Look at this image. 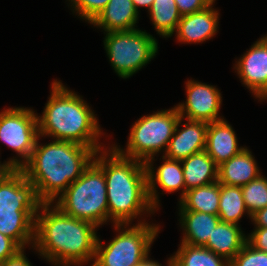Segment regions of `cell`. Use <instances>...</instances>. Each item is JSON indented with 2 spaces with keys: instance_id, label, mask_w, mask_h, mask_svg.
Returning <instances> with one entry per match:
<instances>
[{
  "instance_id": "1",
  "label": "cell",
  "mask_w": 267,
  "mask_h": 266,
  "mask_svg": "<svg viewBox=\"0 0 267 266\" xmlns=\"http://www.w3.org/2000/svg\"><path fill=\"white\" fill-rule=\"evenodd\" d=\"M41 211V212H40ZM98 227L42 203L35 217L32 248L55 266H82L95 258Z\"/></svg>"
},
{
  "instance_id": "2",
  "label": "cell",
  "mask_w": 267,
  "mask_h": 266,
  "mask_svg": "<svg viewBox=\"0 0 267 266\" xmlns=\"http://www.w3.org/2000/svg\"><path fill=\"white\" fill-rule=\"evenodd\" d=\"M93 161L103 170L106 180L108 222L132 224L138 216L157 211L148 198L144 162L123 157L112 146L96 152Z\"/></svg>"
},
{
  "instance_id": "3",
  "label": "cell",
  "mask_w": 267,
  "mask_h": 266,
  "mask_svg": "<svg viewBox=\"0 0 267 266\" xmlns=\"http://www.w3.org/2000/svg\"><path fill=\"white\" fill-rule=\"evenodd\" d=\"M38 136L29 161L21 168L42 203L54 201L92 163L96 151L70 141L39 144Z\"/></svg>"
},
{
  "instance_id": "4",
  "label": "cell",
  "mask_w": 267,
  "mask_h": 266,
  "mask_svg": "<svg viewBox=\"0 0 267 266\" xmlns=\"http://www.w3.org/2000/svg\"><path fill=\"white\" fill-rule=\"evenodd\" d=\"M50 93L42 115H37L39 136L74 142L96 152L106 149L99 142L105 133L101 131L97 114L82 96L57 79L52 82Z\"/></svg>"
},
{
  "instance_id": "5",
  "label": "cell",
  "mask_w": 267,
  "mask_h": 266,
  "mask_svg": "<svg viewBox=\"0 0 267 266\" xmlns=\"http://www.w3.org/2000/svg\"><path fill=\"white\" fill-rule=\"evenodd\" d=\"M41 204L34 185L17 169L0 184V233L21 248L33 247L35 217Z\"/></svg>"
},
{
  "instance_id": "6",
  "label": "cell",
  "mask_w": 267,
  "mask_h": 266,
  "mask_svg": "<svg viewBox=\"0 0 267 266\" xmlns=\"http://www.w3.org/2000/svg\"><path fill=\"white\" fill-rule=\"evenodd\" d=\"M53 203L68 216L96 227L108 222L107 186L103 170L94 162Z\"/></svg>"
},
{
  "instance_id": "7",
  "label": "cell",
  "mask_w": 267,
  "mask_h": 266,
  "mask_svg": "<svg viewBox=\"0 0 267 266\" xmlns=\"http://www.w3.org/2000/svg\"><path fill=\"white\" fill-rule=\"evenodd\" d=\"M139 221L133 226L114 224L113 227L119 233L107 245L102 244L98 236L91 266L139 265L149 255L161 228L158 224L147 223L145 219Z\"/></svg>"
},
{
  "instance_id": "8",
  "label": "cell",
  "mask_w": 267,
  "mask_h": 266,
  "mask_svg": "<svg viewBox=\"0 0 267 266\" xmlns=\"http://www.w3.org/2000/svg\"><path fill=\"white\" fill-rule=\"evenodd\" d=\"M179 118L176 106L142 116L132 125L125 150L111 146L123 157L145 163L159 152H166Z\"/></svg>"
},
{
  "instance_id": "9",
  "label": "cell",
  "mask_w": 267,
  "mask_h": 266,
  "mask_svg": "<svg viewBox=\"0 0 267 266\" xmlns=\"http://www.w3.org/2000/svg\"><path fill=\"white\" fill-rule=\"evenodd\" d=\"M104 48L115 73L123 79L146 66L158 53V41L139 28L107 32Z\"/></svg>"
},
{
  "instance_id": "10",
  "label": "cell",
  "mask_w": 267,
  "mask_h": 266,
  "mask_svg": "<svg viewBox=\"0 0 267 266\" xmlns=\"http://www.w3.org/2000/svg\"><path fill=\"white\" fill-rule=\"evenodd\" d=\"M37 115L33 109L24 107L0 112V141L17 153V158L9 159L17 169L29 161L35 147L39 136Z\"/></svg>"
},
{
  "instance_id": "11",
  "label": "cell",
  "mask_w": 267,
  "mask_h": 266,
  "mask_svg": "<svg viewBox=\"0 0 267 266\" xmlns=\"http://www.w3.org/2000/svg\"><path fill=\"white\" fill-rule=\"evenodd\" d=\"M186 101L176 105L180 117L186 120L202 121L206 123L223 120L219 116L222 95L216 86L195 80L186 82Z\"/></svg>"
},
{
  "instance_id": "12",
  "label": "cell",
  "mask_w": 267,
  "mask_h": 266,
  "mask_svg": "<svg viewBox=\"0 0 267 266\" xmlns=\"http://www.w3.org/2000/svg\"><path fill=\"white\" fill-rule=\"evenodd\" d=\"M235 63L242 84L259 101L267 100V39H258Z\"/></svg>"
},
{
  "instance_id": "13",
  "label": "cell",
  "mask_w": 267,
  "mask_h": 266,
  "mask_svg": "<svg viewBox=\"0 0 267 266\" xmlns=\"http://www.w3.org/2000/svg\"><path fill=\"white\" fill-rule=\"evenodd\" d=\"M152 157L145 162L146 174H147V190L150 204L159 209V195L157 194V187H161L162 192L172 193L181 190L180 199L186 193L185 181L183 176V167L181 161L166 158L162 156L163 163L154 169ZM157 185V186H156Z\"/></svg>"
},
{
  "instance_id": "14",
  "label": "cell",
  "mask_w": 267,
  "mask_h": 266,
  "mask_svg": "<svg viewBox=\"0 0 267 266\" xmlns=\"http://www.w3.org/2000/svg\"><path fill=\"white\" fill-rule=\"evenodd\" d=\"M184 119L179 118L175 132L170 139L166 158L182 161L187 157L205 150L208 123L187 120L182 129H178Z\"/></svg>"
},
{
  "instance_id": "15",
  "label": "cell",
  "mask_w": 267,
  "mask_h": 266,
  "mask_svg": "<svg viewBox=\"0 0 267 266\" xmlns=\"http://www.w3.org/2000/svg\"><path fill=\"white\" fill-rule=\"evenodd\" d=\"M213 3L202 11L182 16L176 29L178 42L192 44L210 40L218 32L219 12Z\"/></svg>"
},
{
  "instance_id": "16",
  "label": "cell",
  "mask_w": 267,
  "mask_h": 266,
  "mask_svg": "<svg viewBox=\"0 0 267 266\" xmlns=\"http://www.w3.org/2000/svg\"><path fill=\"white\" fill-rule=\"evenodd\" d=\"M245 146L238 145L233 127L223 119L208 123L205 151L217 166L239 154Z\"/></svg>"
},
{
  "instance_id": "17",
  "label": "cell",
  "mask_w": 267,
  "mask_h": 266,
  "mask_svg": "<svg viewBox=\"0 0 267 266\" xmlns=\"http://www.w3.org/2000/svg\"><path fill=\"white\" fill-rule=\"evenodd\" d=\"M139 13L132 0H110L105 8L90 23L107 32L129 31L137 29Z\"/></svg>"
},
{
  "instance_id": "18",
  "label": "cell",
  "mask_w": 267,
  "mask_h": 266,
  "mask_svg": "<svg viewBox=\"0 0 267 266\" xmlns=\"http://www.w3.org/2000/svg\"><path fill=\"white\" fill-rule=\"evenodd\" d=\"M252 152L244 148L239 154L218 166V182L223 185L242 187L262 173Z\"/></svg>"
},
{
  "instance_id": "19",
  "label": "cell",
  "mask_w": 267,
  "mask_h": 266,
  "mask_svg": "<svg viewBox=\"0 0 267 266\" xmlns=\"http://www.w3.org/2000/svg\"><path fill=\"white\" fill-rule=\"evenodd\" d=\"M179 216V223L184 232L181 243L191 246H204L220 222L218 215L189 210H179Z\"/></svg>"
},
{
  "instance_id": "20",
  "label": "cell",
  "mask_w": 267,
  "mask_h": 266,
  "mask_svg": "<svg viewBox=\"0 0 267 266\" xmlns=\"http://www.w3.org/2000/svg\"><path fill=\"white\" fill-rule=\"evenodd\" d=\"M247 242V236L237 224L219 222L203 246L231 261Z\"/></svg>"
},
{
  "instance_id": "21",
  "label": "cell",
  "mask_w": 267,
  "mask_h": 266,
  "mask_svg": "<svg viewBox=\"0 0 267 266\" xmlns=\"http://www.w3.org/2000/svg\"><path fill=\"white\" fill-rule=\"evenodd\" d=\"M186 191L218 181V166L204 150L181 161Z\"/></svg>"
},
{
  "instance_id": "22",
  "label": "cell",
  "mask_w": 267,
  "mask_h": 266,
  "mask_svg": "<svg viewBox=\"0 0 267 266\" xmlns=\"http://www.w3.org/2000/svg\"><path fill=\"white\" fill-rule=\"evenodd\" d=\"M179 200V210L218 215L220 183L216 181L206 186L189 189Z\"/></svg>"
},
{
  "instance_id": "23",
  "label": "cell",
  "mask_w": 267,
  "mask_h": 266,
  "mask_svg": "<svg viewBox=\"0 0 267 266\" xmlns=\"http://www.w3.org/2000/svg\"><path fill=\"white\" fill-rule=\"evenodd\" d=\"M152 24L160 36L168 38L175 34L182 18L175 0H154L149 11Z\"/></svg>"
},
{
  "instance_id": "24",
  "label": "cell",
  "mask_w": 267,
  "mask_h": 266,
  "mask_svg": "<svg viewBox=\"0 0 267 266\" xmlns=\"http://www.w3.org/2000/svg\"><path fill=\"white\" fill-rule=\"evenodd\" d=\"M251 219L242 194L241 187L220 184L218 216L221 222L239 225L244 214Z\"/></svg>"
},
{
  "instance_id": "25",
  "label": "cell",
  "mask_w": 267,
  "mask_h": 266,
  "mask_svg": "<svg viewBox=\"0 0 267 266\" xmlns=\"http://www.w3.org/2000/svg\"><path fill=\"white\" fill-rule=\"evenodd\" d=\"M179 246L172 256L175 266H230L229 261L206 247L185 243H180Z\"/></svg>"
},
{
  "instance_id": "26",
  "label": "cell",
  "mask_w": 267,
  "mask_h": 266,
  "mask_svg": "<svg viewBox=\"0 0 267 266\" xmlns=\"http://www.w3.org/2000/svg\"><path fill=\"white\" fill-rule=\"evenodd\" d=\"M244 203L250 215L267 207V177L262 174L241 187Z\"/></svg>"
},
{
  "instance_id": "27",
  "label": "cell",
  "mask_w": 267,
  "mask_h": 266,
  "mask_svg": "<svg viewBox=\"0 0 267 266\" xmlns=\"http://www.w3.org/2000/svg\"><path fill=\"white\" fill-rule=\"evenodd\" d=\"M230 266H267V252L257 250L246 242L230 261Z\"/></svg>"
},
{
  "instance_id": "28",
  "label": "cell",
  "mask_w": 267,
  "mask_h": 266,
  "mask_svg": "<svg viewBox=\"0 0 267 266\" xmlns=\"http://www.w3.org/2000/svg\"><path fill=\"white\" fill-rule=\"evenodd\" d=\"M79 18L91 23L110 0H68Z\"/></svg>"
},
{
  "instance_id": "29",
  "label": "cell",
  "mask_w": 267,
  "mask_h": 266,
  "mask_svg": "<svg viewBox=\"0 0 267 266\" xmlns=\"http://www.w3.org/2000/svg\"><path fill=\"white\" fill-rule=\"evenodd\" d=\"M216 0H175L182 16L199 12L207 8Z\"/></svg>"
},
{
  "instance_id": "30",
  "label": "cell",
  "mask_w": 267,
  "mask_h": 266,
  "mask_svg": "<svg viewBox=\"0 0 267 266\" xmlns=\"http://www.w3.org/2000/svg\"><path fill=\"white\" fill-rule=\"evenodd\" d=\"M247 236V242L257 250L267 252V228L254 227Z\"/></svg>"
},
{
  "instance_id": "31",
  "label": "cell",
  "mask_w": 267,
  "mask_h": 266,
  "mask_svg": "<svg viewBox=\"0 0 267 266\" xmlns=\"http://www.w3.org/2000/svg\"><path fill=\"white\" fill-rule=\"evenodd\" d=\"M21 249L13 239L0 233V263L15 255Z\"/></svg>"
},
{
  "instance_id": "32",
  "label": "cell",
  "mask_w": 267,
  "mask_h": 266,
  "mask_svg": "<svg viewBox=\"0 0 267 266\" xmlns=\"http://www.w3.org/2000/svg\"><path fill=\"white\" fill-rule=\"evenodd\" d=\"M25 248L19 250L15 255L7 258L0 266H32L29 259L26 257Z\"/></svg>"
},
{
  "instance_id": "33",
  "label": "cell",
  "mask_w": 267,
  "mask_h": 266,
  "mask_svg": "<svg viewBox=\"0 0 267 266\" xmlns=\"http://www.w3.org/2000/svg\"><path fill=\"white\" fill-rule=\"evenodd\" d=\"M251 221L254 227L267 228V207L257 210L251 215Z\"/></svg>"
},
{
  "instance_id": "34",
  "label": "cell",
  "mask_w": 267,
  "mask_h": 266,
  "mask_svg": "<svg viewBox=\"0 0 267 266\" xmlns=\"http://www.w3.org/2000/svg\"><path fill=\"white\" fill-rule=\"evenodd\" d=\"M17 168L8 160L1 164L0 161V184L10 177Z\"/></svg>"
},
{
  "instance_id": "35",
  "label": "cell",
  "mask_w": 267,
  "mask_h": 266,
  "mask_svg": "<svg viewBox=\"0 0 267 266\" xmlns=\"http://www.w3.org/2000/svg\"><path fill=\"white\" fill-rule=\"evenodd\" d=\"M167 266H173V258L172 256L170 258H168L167 260ZM141 266H162V264H160L157 261H154L150 258V256L148 255L142 262H141Z\"/></svg>"
},
{
  "instance_id": "36",
  "label": "cell",
  "mask_w": 267,
  "mask_h": 266,
  "mask_svg": "<svg viewBox=\"0 0 267 266\" xmlns=\"http://www.w3.org/2000/svg\"><path fill=\"white\" fill-rule=\"evenodd\" d=\"M153 2L154 0H132L133 6L138 13H139V10H138L139 7L140 8L146 7V9L149 11Z\"/></svg>"
}]
</instances>
